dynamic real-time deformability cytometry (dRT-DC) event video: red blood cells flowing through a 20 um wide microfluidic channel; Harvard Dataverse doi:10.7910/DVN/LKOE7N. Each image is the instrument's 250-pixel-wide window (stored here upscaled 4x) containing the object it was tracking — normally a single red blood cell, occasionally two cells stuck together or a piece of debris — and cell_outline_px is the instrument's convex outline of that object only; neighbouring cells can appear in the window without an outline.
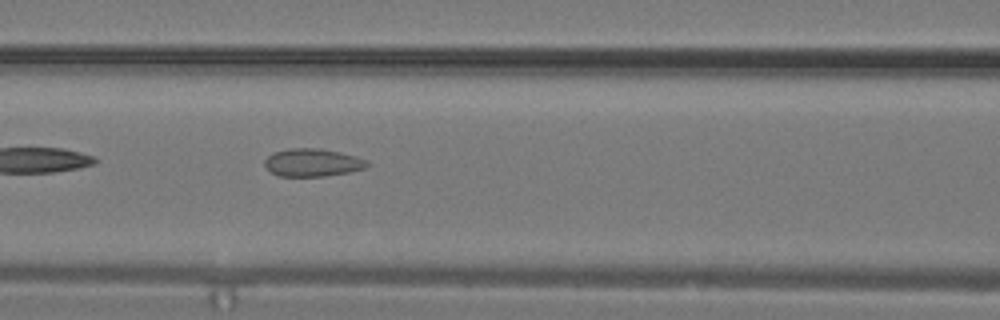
{"species": "common noctule bat (a hibernating species)", "species_latin": "Nyctalus noctula", "temperature_condition": "warm", "stored_images_in_passage": 13, "camera_frame_rate_fps": 3000, "um_per_image_px": 0.085, "animal": {"sex": "male", "body_mass_g": 19.2, "forearm_length_mm": 51.8}, "frame": {"image": 1, "passage_image": 13, "time_ms": 4.0, "image_size_px": [1000, 320], "cell_outline_px": [[368, 168], [348, 172], [324, 176], [280, 176], [272, 172], [264, 164], [264, 160], [268, 156], [276, 152], [288, 148], [320, 148], [340, 152], [356, 156], [368, 160]], "centroid_in_image_um": [26.6, 13.81], "position_along_channel_um": 140.0, "area_um2": 16.59}}